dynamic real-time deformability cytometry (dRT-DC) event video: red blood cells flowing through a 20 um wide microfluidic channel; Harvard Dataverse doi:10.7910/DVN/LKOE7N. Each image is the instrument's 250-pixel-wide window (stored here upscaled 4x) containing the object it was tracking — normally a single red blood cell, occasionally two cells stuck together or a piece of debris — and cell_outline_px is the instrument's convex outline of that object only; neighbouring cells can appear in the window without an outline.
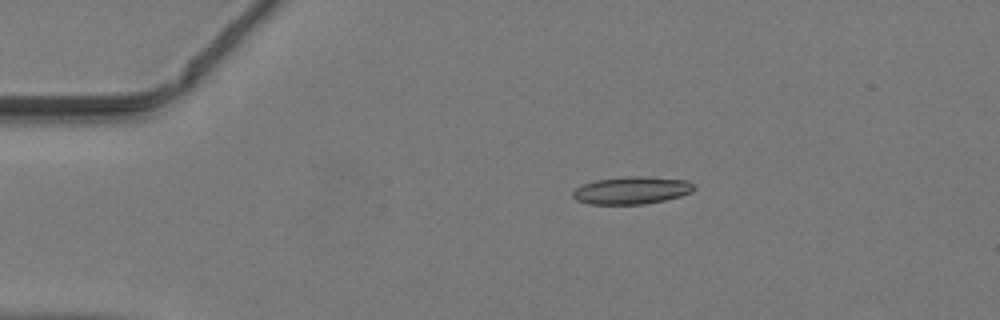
{"species": "common noctule bat (a hibernating species)", "species_latin": "Nyctalus noctula", "temperature_condition": "warm", "stored_images_in_passage": 39, "camera_frame_rate_fps": 3000, "um_per_image_px": 0.085, "animal": {"sex": "male", "body_mass_g": 19.2, "forearm_length_mm": 51.8}, "frame": {"image": 1, "passage_image": 1, "time_ms": 0.0, "image_size_px": [1000, 320], "cell_outline_px": [[696, 188], [692, 192], [680, 196], [664, 200], [644, 204], [588, 204], [576, 200], [572, 196], [572, 192], [576, 188], [584, 184], [596, 180], [628, 176], [644, 176], [688, 180], [696, 184]], "centroid_in_image_um": [53.73, 16.17], "position_along_channel_um": 31.3, "area_um2": 19.54}}
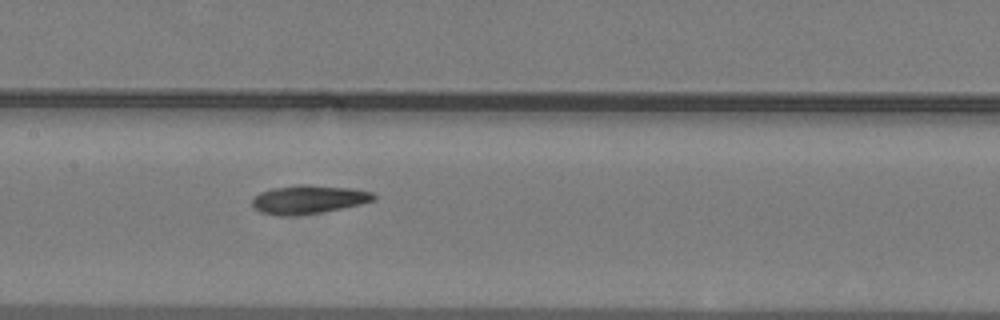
{"frame": {"image": 2, "passage_image": 15, "time_ms": 4.667, "image_size_px": [1000, 320], "cell_outline_px": [[376, 200], [360, 204], [320, 212], [260, 212], [252, 204], [252, 200], [260, 192], [272, 188], [300, 184], [304, 184], [352, 188], [372, 192], [376, 196]], "centroid_in_image_um": [26.32, 16.88], "position_along_channel_um": 181.1, "area_um2": 19.07}}
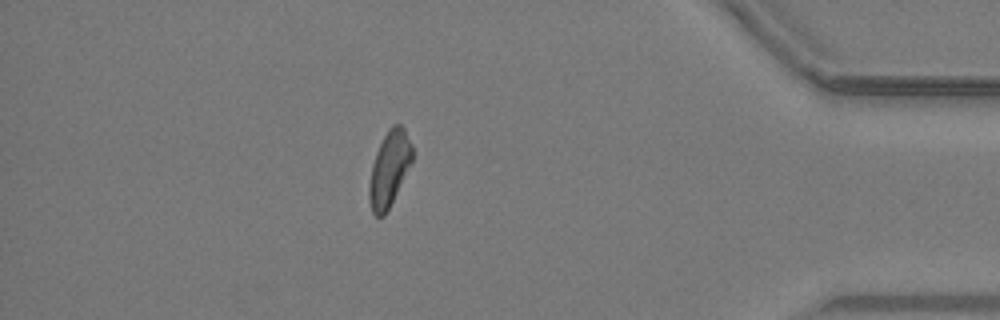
{"frame": {"image": 3, "passage_image": 33, "time_ms": 10.667, "image_size_px": [1000, 320], "cell_outline_px": [[412, 160], [384, 216], [376, 216], [372, 212], [368, 200], [368, 188], [372, 164], [376, 152], [388, 128], [392, 124], [400, 124], [404, 128], [412, 144]], "centroid_in_image_um": [33.06, 14.32], "position_along_channel_um": 402.1, "area_um2": 18.55}}